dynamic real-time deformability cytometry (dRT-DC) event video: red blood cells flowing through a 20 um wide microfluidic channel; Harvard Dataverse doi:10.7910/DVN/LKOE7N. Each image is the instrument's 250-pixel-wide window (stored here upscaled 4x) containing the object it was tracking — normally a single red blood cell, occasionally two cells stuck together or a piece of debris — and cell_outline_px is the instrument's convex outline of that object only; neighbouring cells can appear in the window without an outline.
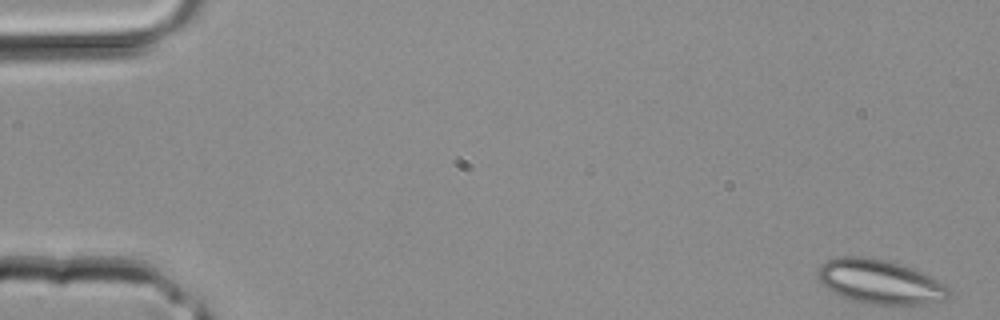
{"species": "common noctule bat (a hibernating species)", "species_latin": "Nyctalus noctula", "temperature_condition": "room temperature", "stored_images_in_passage": 4, "camera_frame_rate_fps": 3000, "um_per_image_px": 0.085, "animal": {"sex": "male", "body_mass_g": 20.4}, "frame": {"image": 1, "passage_image": 1, "time_ms": 0.0, "image_size_px": [1000, 320], "cell_outline_px": [[952, 292], [944, 300], [924, 304], [864, 304], [840, 296], [832, 292], [816, 276], [816, 272], [820, 264], [828, 260], [840, 256], [864, 256], [884, 260], [900, 264], [912, 268], [940, 280]], "centroid_in_image_um": [74.78, 23.95], "position_along_channel_um": 10.2, "area_um2": 33.87}}